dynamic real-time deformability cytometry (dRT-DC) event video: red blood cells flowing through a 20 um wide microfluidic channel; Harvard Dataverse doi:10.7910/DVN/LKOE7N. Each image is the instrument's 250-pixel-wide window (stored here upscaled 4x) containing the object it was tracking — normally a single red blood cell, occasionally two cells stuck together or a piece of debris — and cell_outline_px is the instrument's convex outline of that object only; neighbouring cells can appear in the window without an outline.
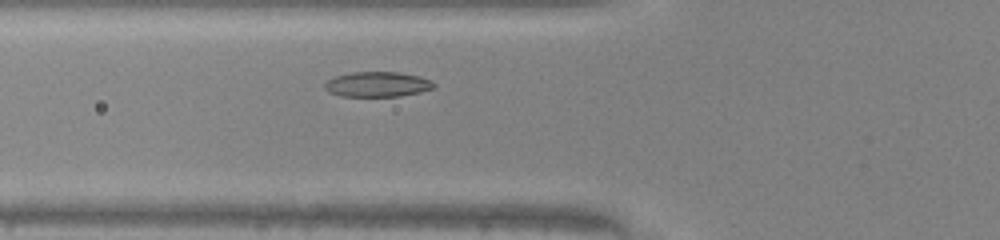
{"species": "common noctule bat (a hibernating species)", "species_latin": "Nyctalus noctula", "temperature_condition": "warm", "stored_images_in_passage": 30, "camera_frame_rate_fps": 3000, "um_per_image_px": 0.085, "animal": {"sex": "male", "body_mass_g": 20.0, "forearm_length_mm": 53.3}, "frame": {"image": 1, "passage_image": 7, "time_ms": 2.0, "image_size_px": [1000, 240], "cell_outline_px": [[436, 84], [432, 88], [420, 92], [400, 96], [340, 96], [328, 92], [324, 88], [324, 84], [328, 80], [336, 76], [352, 72], [400, 72], [420, 76], [432, 80]], "centroid_in_image_um": [32.09, 7.16], "position_along_channel_um": 93.7, "area_um2": 16.01}}
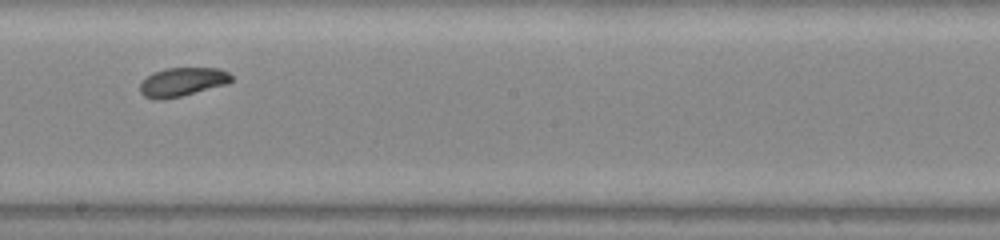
{"frame": {"image": 2, "passage_image": 17, "time_ms": 5.333, "image_size_px": [1000, 240], "cell_outline_px": [[232, 80], [228, 84], [164, 100], [156, 100], [144, 96], [140, 92], [140, 84], [148, 76], [164, 68], [220, 68], [228, 72], [232, 76]], "centroid_in_image_um": [15.52, 6.97], "position_along_channel_um": 232.7, "area_um2": 15.26}}
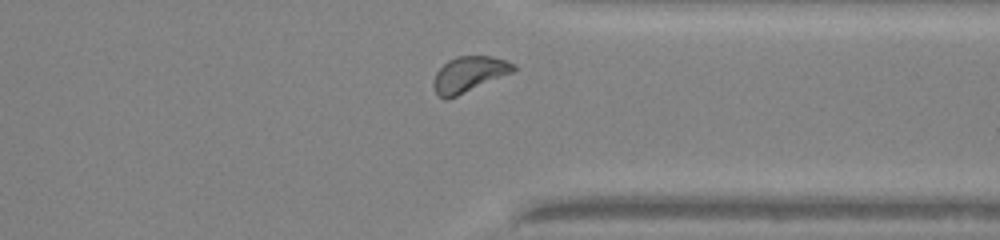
{"frame": {"image": 3, "passage_image": 27, "time_ms": 8.667, "image_size_px": [1000, 240], "cell_outline_px": [[516, 68], [512, 72], [448, 100], [444, 100], [436, 92], [432, 84], [436, 72], [448, 60], [456, 56], [488, 56], [508, 60], [516, 64]], "centroid_in_image_um": [39.85, 6.31], "position_along_channel_um": 371.5, "area_um2": 16.53}, "authors_computed_cell_mechanics": {"area_um2": 15.7505, "velocity_mm_per_s": 4.1746, "shape_relaxation_time_tau1_ms": 2.0916, "shape_relaxation_time_tau2_ms": 2.6818, "deformation_change_tau1": 0.0914, "deformation_change_tau2": 0.0827}}